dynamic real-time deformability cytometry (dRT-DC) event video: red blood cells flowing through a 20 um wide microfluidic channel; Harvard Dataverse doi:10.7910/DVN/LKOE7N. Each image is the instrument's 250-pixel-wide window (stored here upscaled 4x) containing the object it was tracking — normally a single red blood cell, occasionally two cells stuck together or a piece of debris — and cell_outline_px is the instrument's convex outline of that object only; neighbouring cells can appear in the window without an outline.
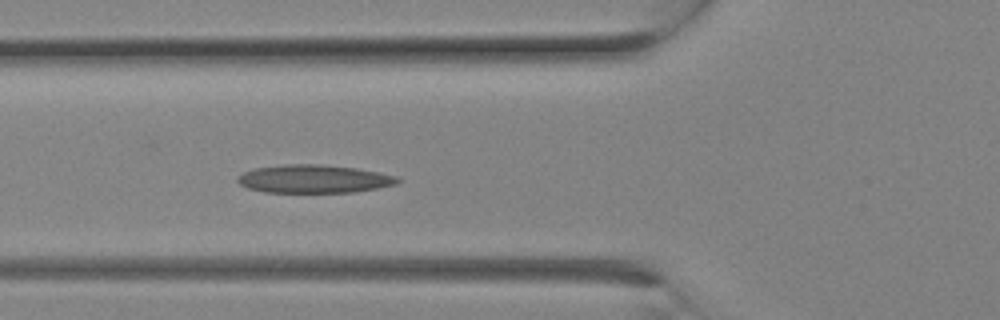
{"species": "Egyptian fruit bat (a non-hibernating species)", "species_latin": "Rousettus aegyptiacus", "temperature_condition": "room temperature", "stored_images_in_passage": 8, "camera_frame_rate_fps": 3000, "um_per_image_px": 0.085, "animal": {"sex": "female"}, "frame": {"image": 1, "passage_image": 8, "time_ms": 2.333, "image_size_px": [1000, 320], "cell_outline_px": [[400, 180], [396, 184], [376, 188], [352, 192], [264, 192], [248, 188], [240, 184], [236, 180], [236, 176], [252, 168], [284, 164], [320, 164], [356, 168], [380, 172], [396, 176]], "centroid_in_image_um": [26.64, 15.2], "position_along_channel_um": 99.2, "area_um2": 26.3}}